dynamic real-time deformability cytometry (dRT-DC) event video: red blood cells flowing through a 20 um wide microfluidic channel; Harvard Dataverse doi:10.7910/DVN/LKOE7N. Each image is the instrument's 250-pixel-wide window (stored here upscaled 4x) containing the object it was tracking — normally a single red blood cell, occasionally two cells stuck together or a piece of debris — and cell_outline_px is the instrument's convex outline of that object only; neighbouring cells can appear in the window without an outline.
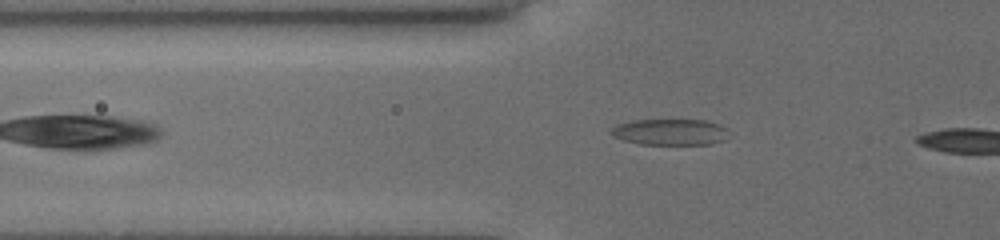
{"species": "common noctule bat (a hibernating species)", "species_latin": "Nyctalus noctula", "temperature_condition": "cold", "stored_images_in_passage": 8, "camera_frame_rate_fps": 3000, "um_per_image_px": 0.085, "animal": {"sex": "female", "body_mass_g": 19.5, "forearm_length_mm": 54.1}, "frame": {"image": 1, "passage_image": 7, "time_ms": 2.667, "image_size_px": [1000, 240], "cell_outline_px": [[728, 128], [724, 140], [708, 144], [640, 144], [624, 140], [612, 136], [612, 128], [616, 124], [632, 120], [708, 120], [720, 124]], "centroid_in_image_um": [56.97, 11.21], "position_along_channel_um": 68.8, "area_um2": 17.92}}